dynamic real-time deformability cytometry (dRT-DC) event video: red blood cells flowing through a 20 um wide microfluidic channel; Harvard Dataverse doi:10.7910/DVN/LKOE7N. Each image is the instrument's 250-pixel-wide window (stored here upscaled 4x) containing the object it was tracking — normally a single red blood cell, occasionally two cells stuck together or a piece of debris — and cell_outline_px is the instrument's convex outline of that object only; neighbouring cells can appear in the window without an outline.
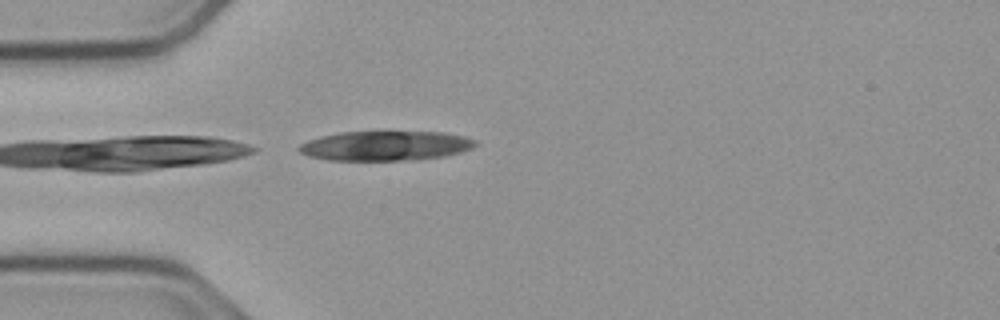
{"species": "common noctule bat (a hibernating species)", "species_latin": "Nyctalus noctula", "temperature_condition": "cold", "stored_images_in_passage": 38, "camera_frame_rate_fps": 3000, "um_per_image_px": 0.085, "animal": {"sex": "male", "body_mass_g": 23.1, "forearm_length_mm": 52.7}, "frame": {"image": 1, "passage_image": 1, "time_ms": 0.0, "image_size_px": [1000, 320], "cell_outline_px": [[476, 144], [472, 148], [460, 152], [444, 156], [416, 160], [328, 160], [308, 156], [300, 152], [296, 148], [300, 144], [308, 140], [320, 136], [340, 132], [444, 132], [464, 136], [476, 140]], "centroid_in_image_um": [32.75, 12.39], "position_along_channel_um": 52.3, "area_um2": 30.52}}